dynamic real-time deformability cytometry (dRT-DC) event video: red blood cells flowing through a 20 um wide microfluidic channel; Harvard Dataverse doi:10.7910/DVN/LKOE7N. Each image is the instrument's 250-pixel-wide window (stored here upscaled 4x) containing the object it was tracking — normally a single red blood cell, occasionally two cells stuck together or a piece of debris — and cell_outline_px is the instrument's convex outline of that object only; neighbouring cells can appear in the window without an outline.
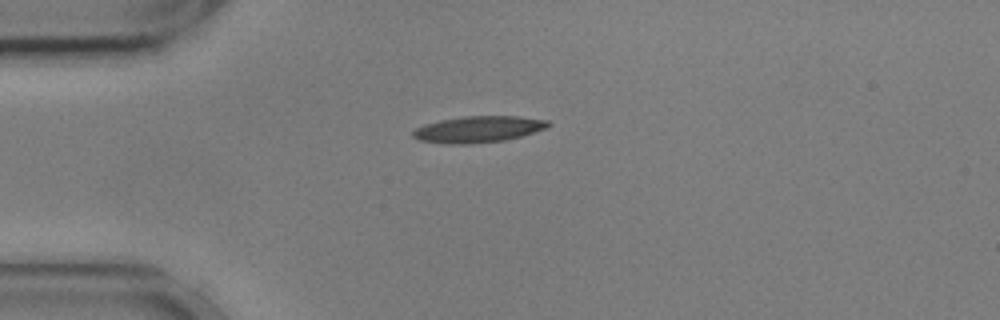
{"species": "common noctule bat (a hibernating species)", "species_latin": "Nyctalus noctula", "temperature_condition": "cold", "stored_images_in_passage": 42, "camera_frame_rate_fps": 3000, "um_per_image_px": 0.085, "animal": {"sex": "male", "body_mass_g": 17.9, "forearm_length_mm": 54.2}, "frame": {"image": 1, "passage_image": 1, "time_ms": 0.0, "image_size_px": [1000, 320], "cell_outline_px": [[552, 124], [548, 128], [520, 136], [504, 140], [468, 144], [448, 144], [420, 140], [412, 136], [412, 132], [416, 128], [424, 124], [440, 120], [464, 116], [516, 116], [548, 120]], "centroid_in_image_um": [40.66, 10.98], "position_along_channel_um": 44.3, "area_um2": 20.75}}
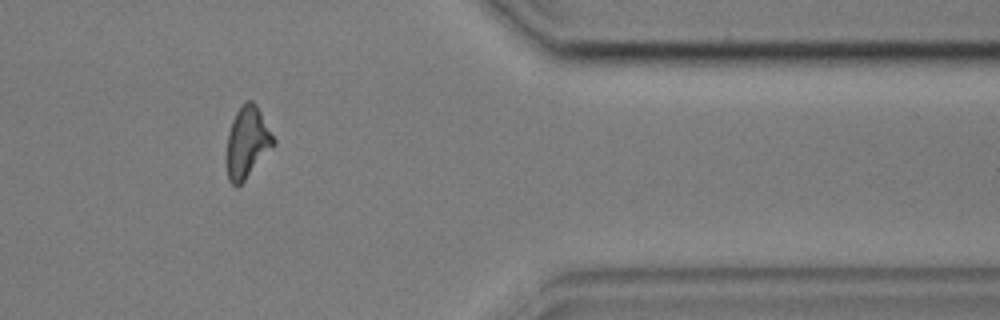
{"frame": {"image": 2, "passage_image": 33, "time_ms": 10.667, "image_size_px": [1000, 320], "cell_outline_px": [[276, 144], [244, 180], [236, 188], [228, 180], [228, 132], [232, 120], [236, 112], [244, 100], [252, 100], [256, 104], [276, 140]], "centroid_in_image_um": [21.04, 12.06], "position_along_channel_um": 390.4, "area_um2": 19.25}}
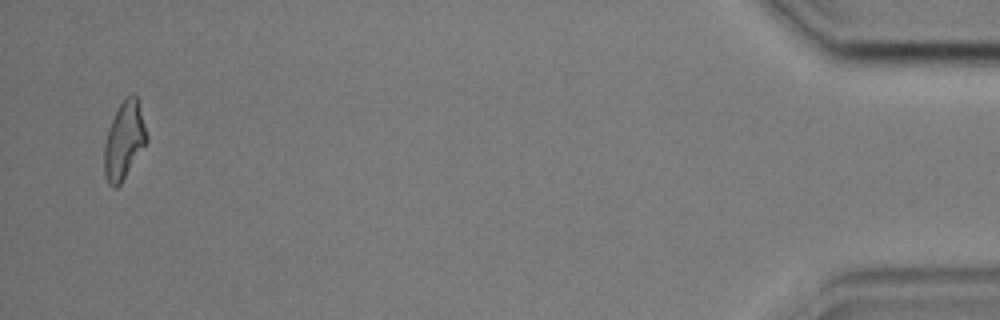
{"frame": {"image": 3, "passage_image": 41, "time_ms": 13.333, "image_size_px": [1000, 320], "cell_outline_px": [[148, 140], [120, 184], [116, 188], [112, 188], [108, 184], [104, 172], [104, 144], [108, 128], [120, 104], [132, 92], [136, 96], [140, 104], [148, 136]], "centroid_in_image_um": [10.55, 11.94], "position_along_channel_um": 424.6, "area_um2": 19.07}, "authors_computed_cell_mechanics": {"area_um2": 19.8254, "velocity_mm_per_s": 3.6099, "shape_relaxation_time_tau1_ms": 5.4421, "shape_relaxation_time_tau2_ms": 5.4319, "deformation_change_tau1": 0.1948, "deformation_change_tau2": 0.1459}}